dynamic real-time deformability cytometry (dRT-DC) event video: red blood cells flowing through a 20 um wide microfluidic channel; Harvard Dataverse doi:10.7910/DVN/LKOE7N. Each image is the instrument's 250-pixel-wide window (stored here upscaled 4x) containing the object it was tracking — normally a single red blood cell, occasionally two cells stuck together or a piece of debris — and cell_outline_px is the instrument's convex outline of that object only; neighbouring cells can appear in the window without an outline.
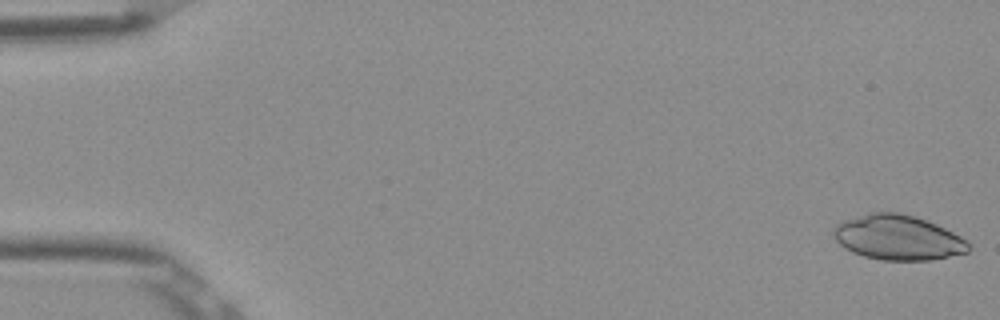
{"species": "Egyptian fruit bat (a non-hibernating species)", "species_latin": "Rousettus aegyptiacus", "temperature_condition": "room temperature", "stored_images_in_passage": 52, "camera_frame_rate_fps": 3000, "um_per_image_px": 0.085, "frame": {"image": 1, "passage_image": 1, "time_ms": 0.0, "image_size_px": [1000, 320], "cell_outline_px": [[972, 248], [968, 252], [932, 260], [880, 260], [864, 256], [852, 252], [844, 248], [836, 240], [832, 232], [832, 228], [836, 224], [844, 220], [868, 212], [900, 212], [916, 216], [936, 224], [960, 236]], "centroid_in_image_um": [76.29, 20.18], "position_along_channel_um": 8.7, "area_um2": 35.49}}